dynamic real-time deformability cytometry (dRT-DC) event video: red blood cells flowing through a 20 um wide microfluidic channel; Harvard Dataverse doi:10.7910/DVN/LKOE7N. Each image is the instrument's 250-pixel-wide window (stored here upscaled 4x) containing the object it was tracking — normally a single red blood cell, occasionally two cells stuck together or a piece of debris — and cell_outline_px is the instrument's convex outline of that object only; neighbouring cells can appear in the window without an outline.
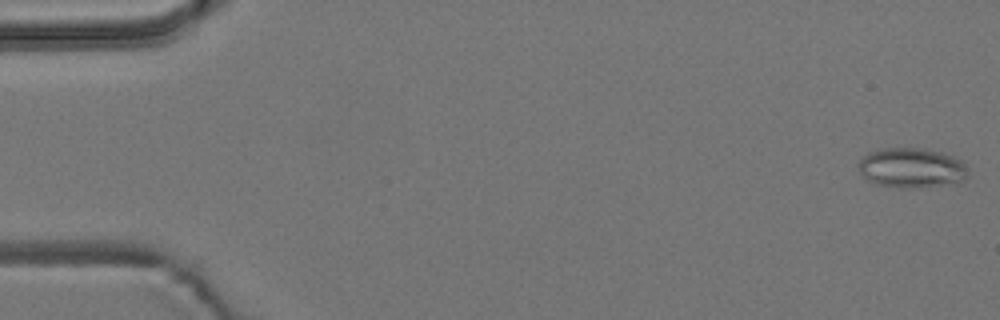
{"species": "common noctule bat (a hibernating species)", "species_latin": "Nyctalus noctula", "temperature_condition": "room temperature", "stored_images_in_passage": 56, "camera_frame_rate_fps": 3000, "um_per_image_px": 0.085, "animal": {"sex": "male", "body_mass_g": 19.2, "forearm_length_mm": 51.8}, "frame": {"image": 1, "passage_image": 1, "time_ms": 0.0, "image_size_px": [1000, 320], "cell_outline_px": [[968, 176], [964, 180], [940, 184], [912, 188], [904, 188], [876, 184], [868, 180], [860, 172], [856, 164], [868, 152], [880, 148], [928, 148], [944, 152], [960, 160], [968, 168]], "centroid_in_image_um": [77.46, 14.24], "position_along_channel_um": 7.5, "area_um2": 25.49}}
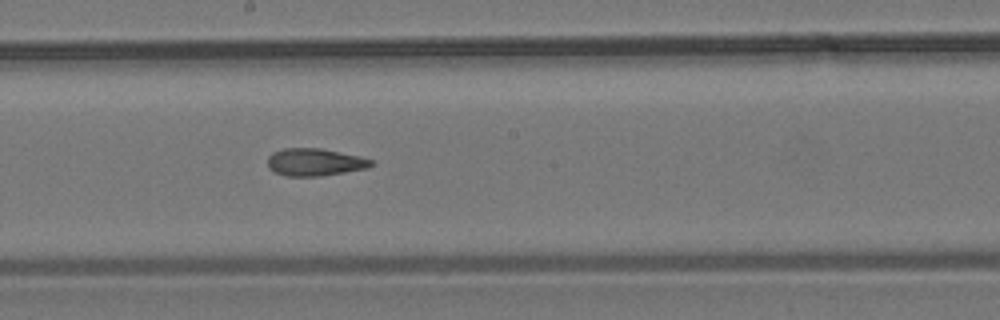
{"frame": {"image": 2, "passage_image": 30, "time_ms": 9.667, "image_size_px": [1000, 320], "cell_outline_px": [[372, 164], [368, 168], [320, 176], [288, 176], [272, 172], [268, 168], [268, 156], [272, 152], [284, 148], [320, 148], [360, 156], [372, 160]], "centroid_in_image_um": [26.71, 13.78], "position_along_channel_um": 221.5, "area_um2": 16.59}}
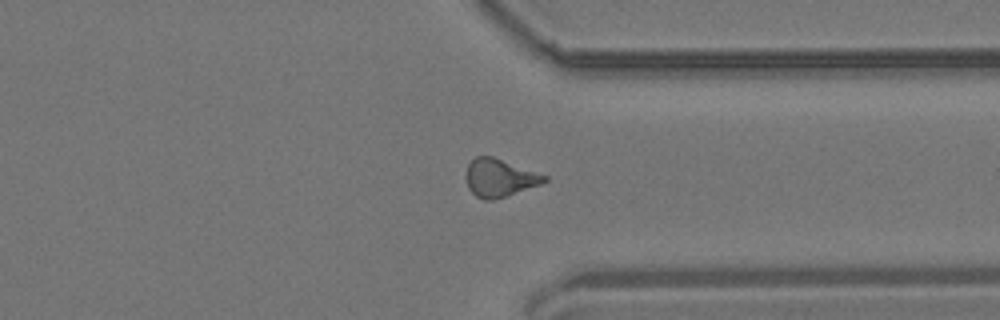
{"frame": {"image": 3, "passage_image": 42, "time_ms": 13.667, "image_size_px": [1000, 320], "cell_outline_px": [[548, 180], [540, 184], [492, 200], [484, 200], [476, 196], [468, 188], [464, 176], [468, 164], [476, 156], [492, 156], [548, 176]], "centroid_in_image_um": [42.42, 15.11], "position_along_channel_um": 369.0, "area_um2": 17.11}, "authors_computed_cell_mechanics": {"area_um2": 17.051, "velocity_mm_per_s": 3.7345, "shape_relaxation_time_tau1_ms": null, "shape_relaxation_time_tau2_ms": 2.9798, "deformation_change_tau1": null, "deformation_change_tau2": 0.1121}}